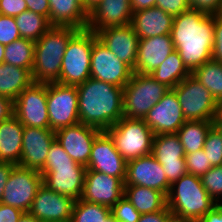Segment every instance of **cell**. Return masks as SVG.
Here are the masks:
<instances>
[{
  "label": "cell",
  "mask_w": 222,
  "mask_h": 222,
  "mask_svg": "<svg viewBox=\"0 0 222 222\" xmlns=\"http://www.w3.org/2000/svg\"><path fill=\"white\" fill-rule=\"evenodd\" d=\"M171 37L184 65L192 72L211 60L214 44L213 15L189 9L173 19Z\"/></svg>",
  "instance_id": "obj_1"
},
{
  "label": "cell",
  "mask_w": 222,
  "mask_h": 222,
  "mask_svg": "<svg viewBox=\"0 0 222 222\" xmlns=\"http://www.w3.org/2000/svg\"><path fill=\"white\" fill-rule=\"evenodd\" d=\"M79 121L106 131L123 117V88L94 78L76 86Z\"/></svg>",
  "instance_id": "obj_2"
},
{
  "label": "cell",
  "mask_w": 222,
  "mask_h": 222,
  "mask_svg": "<svg viewBox=\"0 0 222 222\" xmlns=\"http://www.w3.org/2000/svg\"><path fill=\"white\" fill-rule=\"evenodd\" d=\"M79 31L72 27L52 26L35 41L32 78L34 82H57L60 78L62 58L70 39Z\"/></svg>",
  "instance_id": "obj_3"
},
{
  "label": "cell",
  "mask_w": 222,
  "mask_h": 222,
  "mask_svg": "<svg viewBox=\"0 0 222 222\" xmlns=\"http://www.w3.org/2000/svg\"><path fill=\"white\" fill-rule=\"evenodd\" d=\"M217 203L208 195L201 177L186 173L174 182L167 195V207L174 218L200 220Z\"/></svg>",
  "instance_id": "obj_4"
},
{
  "label": "cell",
  "mask_w": 222,
  "mask_h": 222,
  "mask_svg": "<svg viewBox=\"0 0 222 222\" xmlns=\"http://www.w3.org/2000/svg\"><path fill=\"white\" fill-rule=\"evenodd\" d=\"M97 35L94 31L79 30L68 42L62 58L57 83L77 86L90 78L92 46Z\"/></svg>",
  "instance_id": "obj_5"
},
{
  "label": "cell",
  "mask_w": 222,
  "mask_h": 222,
  "mask_svg": "<svg viewBox=\"0 0 222 222\" xmlns=\"http://www.w3.org/2000/svg\"><path fill=\"white\" fill-rule=\"evenodd\" d=\"M170 90L149 74L133 73L123 87V116L144 119L149 110Z\"/></svg>",
  "instance_id": "obj_6"
},
{
  "label": "cell",
  "mask_w": 222,
  "mask_h": 222,
  "mask_svg": "<svg viewBox=\"0 0 222 222\" xmlns=\"http://www.w3.org/2000/svg\"><path fill=\"white\" fill-rule=\"evenodd\" d=\"M106 132L126 161L152 153L154 133L143 119L122 117Z\"/></svg>",
  "instance_id": "obj_7"
},
{
  "label": "cell",
  "mask_w": 222,
  "mask_h": 222,
  "mask_svg": "<svg viewBox=\"0 0 222 222\" xmlns=\"http://www.w3.org/2000/svg\"><path fill=\"white\" fill-rule=\"evenodd\" d=\"M178 98L186 121L219 120L221 105L191 74L172 89Z\"/></svg>",
  "instance_id": "obj_8"
},
{
  "label": "cell",
  "mask_w": 222,
  "mask_h": 222,
  "mask_svg": "<svg viewBox=\"0 0 222 222\" xmlns=\"http://www.w3.org/2000/svg\"><path fill=\"white\" fill-rule=\"evenodd\" d=\"M47 109L49 128L54 132L80 123L76 86L47 83Z\"/></svg>",
  "instance_id": "obj_9"
},
{
  "label": "cell",
  "mask_w": 222,
  "mask_h": 222,
  "mask_svg": "<svg viewBox=\"0 0 222 222\" xmlns=\"http://www.w3.org/2000/svg\"><path fill=\"white\" fill-rule=\"evenodd\" d=\"M42 184L43 177L39 171L15 165L5 185L1 203L28 213Z\"/></svg>",
  "instance_id": "obj_10"
},
{
  "label": "cell",
  "mask_w": 222,
  "mask_h": 222,
  "mask_svg": "<svg viewBox=\"0 0 222 222\" xmlns=\"http://www.w3.org/2000/svg\"><path fill=\"white\" fill-rule=\"evenodd\" d=\"M13 107L24 127L49 128L47 83L33 82L13 101Z\"/></svg>",
  "instance_id": "obj_11"
},
{
  "label": "cell",
  "mask_w": 222,
  "mask_h": 222,
  "mask_svg": "<svg viewBox=\"0 0 222 222\" xmlns=\"http://www.w3.org/2000/svg\"><path fill=\"white\" fill-rule=\"evenodd\" d=\"M133 69L110 51L98 38L93 42L91 54V78L125 87L131 79Z\"/></svg>",
  "instance_id": "obj_12"
},
{
  "label": "cell",
  "mask_w": 222,
  "mask_h": 222,
  "mask_svg": "<svg viewBox=\"0 0 222 222\" xmlns=\"http://www.w3.org/2000/svg\"><path fill=\"white\" fill-rule=\"evenodd\" d=\"M86 169L78 163H62L53 164V168H42L39 172L48 189L79 200L83 194Z\"/></svg>",
  "instance_id": "obj_13"
},
{
  "label": "cell",
  "mask_w": 222,
  "mask_h": 222,
  "mask_svg": "<svg viewBox=\"0 0 222 222\" xmlns=\"http://www.w3.org/2000/svg\"><path fill=\"white\" fill-rule=\"evenodd\" d=\"M172 185L187 173L185 152L177 133L154 135L152 153Z\"/></svg>",
  "instance_id": "obj_14"
},
{
  "label": "cell",
  "mask_w": 222,
  "mask_h": 222,
  "mask_svg": "<svg viewBox=\"0 0 222 222\" xmlns=\"http://www.w3.org/2000/svg\"><path fill=\"white\" fill-rule=\"evenodd\" d=\"M108 176L126 179L127 161L116 150L113 139L102 131L94 140L86 167Z\"/></svg>",
  "instance_id": "obj_15"
},
{
  "label": "cell",
  "mask_w": 222,
  "mask_h": 222,
  "mask_svg": "<svg viewBox=\"0 0 222 222\" xmlns=\"http://www.w3.org/2000/svg\"><path fill=\"white\" fill-rule=\"evenodd\" d=\"M75 201L42 184L28 213L42 222H70Z\"/></svg>",
  "instance_id": "obj_16"
},
{
  "label": "cell",
  "mask_w": 222,
  "mask_h": 222,
  "mask_svg": "<svg viewBox=\"0 0 222 222\" xmlns=\"http://www.w3.org/2000/svg\"><path fill=\"white\" fill-rule=\"evenodd\" d=\"M125 179L86 169L81 199L110 209L124 196Z\"/></svg>",
  "instance_id": "obj_17"
},
{
  "label": "cell",
  "mask_w": 222,
  "mask_h": 222,
  "mask_svg": "<svg viewBox=\"0 0 222 222\" xmlns=\"http://www.w3.org/2000/svg\"><path fill=\"white\" fill-rule=\"evenodd\" d=\"M155 135L177 133L184 118L176 93L170 89L143 119Z\"/></svg>",
  "instance_id": "obj_18"
},
{
  "label": "cell",
  "mask_w": 222,
  "mask_h": 222,
  "mask_svg": "<svg viewBox=\"0 0 222 222\" xmlns=\"http://www.w3.org/2000/svg\"><path fill=\"white\" fill-rule=\"evenodd\" d=\"M101 132L96 127L78 123L59 129L55 132V136L72 160L87 167L92 144Z\"/></svg>",
  "instance_id": "obj_19"
},
{
  "label": "cell",
  "mask_w": 222,
  "mask_h": 222,
  "mask_svg": "<svg viewBox=\"0 0 222 222\" xmlns=\"http://www.w3.org/2000/svg\"><path fill=\"white\" fill-rule=\"evenodd\" d=\"M125 185L153 188L166 197L171 187L162 165L152 154L127 161Z\"/></svg>",
  "instance_id": "obj_20"
},
{
  "label": "cell",
  "mask_w": 222,
  "mask_h": 222,
  "mask_svg": "<svg viewBox=\"0 0 222 222\" xmlns=\"http://www.w3.org/2000/svg\"><path fill=\"white\" fill-rule=\"evenodd\" d=\"M55 139V132L50 128L24 127L21 158L18 165L40 171Z\"/></svg>",
  "instance_id": "obj_21"
},
{
  "label": "cell",
  "mask_w": 222,
  "mask_h": 222,
  "mask_svg": "<svg viewBox=\"0 0 222 222\" xmlns=\"http://www.w3.org/2000/svg\"><path fill=\"white\" fill-rule=\"evenodd\" d=\"M95 33L97 38L112 51L118 59L134 69L140 39L131 24L108 27Z\"/></svg>",
  "instance_id": "obj_22"
},
{
  "label": "cell",
  "mask_w": 222,
  "mask_h": 222,
  "mask_svg": "<svg viewBox=\"0 0 222 222\" xmlns=\"http://www.w3.org/2000/svg\"><path fill=\"white\" fill-rule=\"evenodd\" d=\"M132 15L130 0H102L89 12L86 29L96 32L108 27L129 25Z\"/></svg>",
  "instance_id": "obj_23"
},
{
  "label": "cell",
  "mask_w": 222,
  "mask_h": 222,
  "mask_svg": "<svg viewBox=\"0 0 222 222\" xmlns=\"http://www.w3.org/2000/svg\"><path fill=\"white\" fill-rule=\"evenodd\" d=\"M175 50L171 35H160L139 40L133 73L150 74Z\"/></svg>",
  "instance_id": "obj_24"
},
{
  "label": "cell",
  "mask_w": 222,
  "mask_h": 222,
  "mask_svg": "<svg viewBox=\"0 0 222 222\" xmlns=\"http://www.w3.org/2000/svg\"><path fill=\"white\" fill-rule=\"evenodd\" d=\"M174 17L157 7L133 12L131 25L139 39L171 35Z\"/></svg>",
  "instance_id": "obj_25"
},
{
  "label": "cell",
  "mask_w": 222,
  "mask_h": 222,
  "mask_svg": "<svg viewBox=\"0 0 222 222\" xmlns=\"http://www.w3.org/2000/svg\"><path fill=\"white\" fill-rule=\"evenodd\" d=\"M49 6L51 26L86 29L89 13L83 0H49Z\"/></svg>",
  "instance_id": "obj_26"
},
{
  "label": "cell",
  "mask_w": 222,
  "mask_h": 222,
  "mask_svg": "<svg viewBox=\"0 0 222 222\" xmlns=\"http://www.w3.org/2000/svg\"><path fill=\"white\" fill-rule=\"evenodd\" d=\"M23 131L24 126L15 115L0 122V162L19 164Z\"/></svg>",
  "instance_id": "obj_27"
},
{
  "label": "cell",
  "mask_w": 222,
  "mask_h": 222,
  "mask_svg": "<svg viewBox=\"0 0 222 222\" xmlns=\"http://www.w3.org/2000/svg\"><path fill=\"white\" fill-rule=\"evenodd\" d=\"M124 196L141 214L161 211L167 206V197L153 188L125 185Z\"/></svg>",
  "instance_id": "obj_28"
},
{
  "label": "cell",
  "mask_w": 222,
  "mask_h": 222,
  "mask_svg": "<svg viewBox=\"0 0 222 222\" xmlns=\"http://www.w3.org/2000/svg\"><path fill=\"white\" fill-rule=\"evenodd\" d=\"M33 82L30 70L4 62L0 64V96L14 101Z\"/></svg>",
  "instance_id": "obj_29"
},
{
  "label": "cell",
  "mask_w": 222,
  "mask_h": 222,
  "mask_svg": "<svg viewBox=\"0 0 222 222\" xmlns=\"http://www.w3.org/2000/svg\"><path fill=\"white\" fill-rule=\"evenodd\" d=\"M190 74L191 72L184 65L181 56L175 49L166 60L149 75L159 83L165 84L168 88L173 89Z\"/></svg>",
  "instance_id": "obj_30"
},
{
  "label": "cell",
  "mask_w": 222,
  "mask_h": 222,
  "mask_svg": "<svg viewBox=\"0 0 222 222\" xmlns=\"http://www.w3.org/2000/svg\"><path fill=\"white\" fill-rule=\"evenodd\" d=\"M214 121H185L177 131L185 155L203 149L210 127Z\"/></svg>",
  "instance_id": "obj_31"
},
{
  "label": "cell",
  "mask_w": 222,
  "mask_h": 222,
  "mask_svg": "<svg viewBox=\"0 0 222 222\" xmlns=\"http://www.w3.org/2000/svg\"><path fill=\"white\" fill-rule=\"evenodd\" d=\"M191 75L222 105V63L209 60L194 69Z\"/></svg>",
  "instance_id": "obj_32"
},
{
  "label": "cell",
  "mask_w": 222,
  "mask_h": 222,
  "mask_svg": "<svg viewBox=\"0 0 222 222\" xmlns=\"http://www.w3.org/2000/svg\"><path fill=\"white\" fill-rule=\"evenodd\" d=\"M35 42L20 38L5 45L4 63L32 71Z\"/></svg>",
  "instance_id": "obj_33"
},
{
  "label": "cell",
  "mask_w": 222,
  "mask_h": 222,
  "mask_svg": "<svg viewBox=\"0 0 222 222\" xmlns=\"http://www.w3.org/2000/svg\"><path fill=\"white\" fill-rule=\"evenodd\" d=\"M21 38L39 40L52 26L49 19L32 11H24L14 17Z\"/></svg>",
  "instance_id": "obj_34"
},
{
  "label": "cell",
  "mask_w": 222,
  "mask_h": 222,
  "mask_svg": "<svg viewBox=\"0 0 222 222\" xmlns=\"http://www.w3.org/2000/svg\"><path fill=\"white\" fill-rule=\"evenodd\" d=\"M110 214L109 207L90 203L80 198L75 201L70 222H105Z\"/></svg>",
  "instance_id": "obj_35"
},
{
  "label": "cell",
  "mask_w": 222,
  "mask_h": 222,
  "mask_svg": "<svg viewBox=\"0 0 222 222\" xmlns=\"http://www.w3.org/2000/svg\"><path fill=\"white\" fill-rule=\"evenodd\" d=\"M203 150L213 167L222 166V126L218 122L210 127Z\"/></svg>",
  "instance_id": "obj_36"
},
{
  "label": "cell",
  "mask_w": 222,
  "mask_h": 222,
  "mask_svg": "<svg viewBox=\"0 0 222 222\" xmlns=\"http://www.w3.org/2000/svg\"><path fill=\"white\" fill-rule=\"evenodd\" d=\"M201 181L208 195L217 204H222V166L212 167L201 177Z\"/></svg>",
  "instance_id": "obj_37"
},
{
  "label": "cell",
  "mask_w": 222,
  "mask_h": 222,
  "mask_svg": "<svg viewBox=\"0 0 222 222\" xmlns=\"http://www.w3.org/2000/svg\"><path fill=\"white\" fill-rule=\"evenodd\" d=\"M185 163L187 173L197 177H202L213 167L203 149L186 154Z\"/></svg>",
  "instance_id": "obj_38"
},
{
  "label": "cell",
  "mask_w": 222,
  "mask_h": 222,
  "mask_svg": "<svg viewBox=\"0 0 222 222\" xmlns=\"http://www.w3.org/2000/svg\"><path fill=\"white\" fill-rule=\"evenodd\" d=\"M111 215L117 222H138L142 214L123 196L111 208Z\"/></svg>",
  "instance_id": "obj_39"
},
{
  "label": "cell",
  "mask_w": 222,
  "mask_h": 222,
  "mask_svg": "<svg viewBox=\"0 0 222 222\" xmlns=\"http://www.w3.org/2000/svg\"><path fill=\"white\" fill-rule=\"evenodd\" d=\"M20 38L15 18L0 14V44L8 45Z\"/></svg>",
  "instance_id": "obj_40"
},
{
  "label": "cell",
  "mask_w": 222,
  "mask_h": 222,
  "mask_svg": "<svg viewBox=\"0 0 222 222\" xmlns=\"http://www.w3.org/2000/svg\"><path fill=\"white\" fill-rule=\"evenodd\" d=\"M77 163L65 152L61 144L55 139L49 148L43 168H53V164Z\"/></svg>",
  "instance_id": "obj_41"
},
{
  "label": "cell",
  "mask_w": 222,
  "mask_h": 222,
  "mask_svg": "<svg viewBox=\"0 0 222 222\" xmlns=\"http://www.w3.org/2000/svg\"><path fill=\"white\" fill-rule=\"evenodd\" d=\"M214 21V44L211 60L222 63V16L213 15Z\"/></svg>",
  "instance_id": "obj_42"
},
{
  "label": "cell",
  "mask_w": 222,
  "mask_h": 222,
  "mask_svg": "<svg viewBox=\"0 0 222 222\" xmlns=\"http://www.w3.org/2000/svg\"><path fill=\"white\" fill-rule=\"evenodd\" d=\"M155 7L162 9L164 12L172 15L173 17L190 9L187 0H156Z\"/></svg>",
  "instance_id": "obj_43"
},
{
  "label": "cell",
  "mask_w": 222,
  "mask_h": 222,
  "mask_svg": "<svg viewBox=\"0 0 222 222\" xmlns=\"http://www.w3.org/2000/svg\"><path fill=\"white\" fill-rule=\"evenodd\" d=\"M190 9L198 10L210 15L219 13L222 0H187Z\"/></svg>",
  "instance_id": "obj_44"
},
{
  "label": "cell",
  "mask_w": 222,
  "mask_h": 222,
  "mask_svg": "<svg viewBox=\"0 0 222 222\" xmlns=\"http://www.w3.org/2000/svg\"><path fill=\"white\" fill-rule=\"evenodd\" d=\"M24 11H27L25 0H0V14L2 15L16 17Z\"/></svg>",
  "instance_id": "obj_45"
},
{
  "label": "cell",
  "mask_w": 222,
  "mask_h": 222,
  "mask_svg": "<svg viewBox=\"0 0 222 222\" xmlns=\"http://www.w3.org/2000/svg\"><path fill=\"white\" fill-rule=\"evenodd\" d=\"M24 213L18 208L0 203V222H18Z\"/></svg>",
  "instance_id": "obj_46"
},
{
  "label": "cell",
  "mask_w": 222,
  "mask_h": 222,
  "mask_svg": "<svg viewBox=\"0 0 222 222\" xmlns=\"http://www.w3.org/2000/svg\"><path fill=\"white\" fill-rule=\"evenodd\" d=\"M173 215L166 206L163 210L154 213L142 214L138 222H171Z\"/></svg>",
  "instance_id": "obj_47"
},
{
  "label": "cell",
  "mask_w": 222,
  "mask_h": 222,
  "mask_svg": "<svg viewBox=\"0 0 222 222\" xmlns=\"http://www.w3.org/2000/svg\"><path fill=\"white\" fill-rule=\"evenodd\" d=\"M25 2L27 3V10L45 16L50 22L49 0H25Z\"/></svg>",
  "instance_id": "obj_48"
},
{
  "label": "cell",
  "mask_w": 222,
  "mask_h": 222,
  "mask_svg": "<svg viewBox=\"0 0 222 222\" xmlns=\"http://www.w3.org/2000/svg\"><path fill=\"white\" fill-rule=\"evenodd\" d=\"M15 165L7 162H0V203L3 197L4 188L7 184L9 175Z\"/></svg>",
  "instance_id": "obj_49"
},
{
  "label": "cell",
  "mask_w": 222,
  "mask_h": 222,
  "mask_svg": "<svg viewBox=\"0 0 222 222\" xmlns=\"http://www.w3.org/2000/svg\"><path fill=\"white\" fill-rule=\"evenodd\" d=\"M14 115L13 101L7 97L0 96V122Z\"/></svg>",
  "instance_id": "obj_50"
},
{
  "label": "cell",
  "mask_w": 222,
  "mask_h": 222,
  "mask_svg": "<svg viewBox=\"0 0 222 222\" xmlns=\"http://www.w3.org/2000/svg\"><path fill=\"white\" fill-rule=\"evenodd\" d=\"M199 221L200 222H222V204L215 205Z\"/></svg>",
  "instance_id": "obj_51"
},
{
  "label": "cell",
  "mask_w": 222,
  "mask_h": 222,
  "mask_svg": "<svg viewBox=\"0 0 222 222\" xmlns=\"http://www.w3.org/2000/svg\"><path fill=\"white\" fill-rule=\"evenodd\" d=\"M133 12L156 6V0H130Z\"/></svg>",
  "instance_id": "obj_52"
},
{
  "label": "cell",
  "mask_w": 222,
  "mask_h": 222,
  "mask_svg": "<svg viewBox=\"0 0 222 222\" xmlns=\"http://www.w3.org/2000/svg\"><path fill=\"white\" fill-rule=\"evenodd\" d=\"M102 0H83L84 8L89 13L95 6H97Z\"/></svg>",
  "instance_id": "obj_53"
},
{
  "label": "cell",
  "mask_w": 222,
  "mask_h": 222,
  "mask_svg": "<svg viewBox=\"0 0 222 222\" xmlns=\"http://www.w3.org/2000/svg\"><path fill=\"white\" fill-rule=\"evenodd\" d=\"M18 222H42V221L38 220L29 213H24Z\"/></svg>",
  "instance_id": "obj_54"
},
{
  "label": "cell",
  "mask_w": 222,
  "mask_h": 222,
  "mask_svg": "<svg viewBox=\"0 0 222 222\" xmlns=\"http://www.w3.org/2000/svg\"><path fill=\"white\" fill-rule=\"evenodd\" d=\"M5 45L0 44V64L4 62Z\"/></svg>",
  "instance_id": "obj_55"
},
{
  "label": "cell",
  "mask_w": 222,
  "mask_h": 222,
  "mask_svg": "<svg viewBox=\"0 0 222 222\" xmlns=\"http://www.w3.org/2000/svg\"><path fill=\"white\" fill-rule=\"evenodd\" d=\"M171 222H200L199 220H187V219H177V218H172Z\"/></svg>",
  "instance_id": "obj_56"
},
{
  "label": "cell",
  "mask_w": 222,
  "mask_h": 222,
  "mask_svg": "<svg viewBox=\"0 0 222 222\" xmlns=\"http://www.w3.org/2000/svg\"><path fill=\"white\" fill-rule=\"evenodd\" d=\"M105 222H117V220L110 214Z\"/></svg>",
  "instance_id": "obj_57"
},
{
  "label": "cell",
  "mask_w": 222,
  "mask_h": 222,
  "mask_svg": "<svg viewBox=\"0 0 222 222\" xmlns=\"http://www.w3.org/2000/svg\"><path fill=\"white\" fill-rule=\"evenodd\" d=\"M218 121H222V105H221V114H220V118Z\"/></svg>",
  "instance_id": "obj_58"
},
{
  "label": "cell",
  "mask_w": 222,
  "mask_h": 222,
  "mask_svg": "<svg viewBox=\"0 0 222 222\" xmlns=\"http://www.w3.org/2000/svg\"><path fill=\"white\" fill-rule=\"evenodd\" d=\"M218 15L222 16V6L220 8V11H219Z\"/></svg>",
  "instance_id": "obj_59"
}]
</instances>
